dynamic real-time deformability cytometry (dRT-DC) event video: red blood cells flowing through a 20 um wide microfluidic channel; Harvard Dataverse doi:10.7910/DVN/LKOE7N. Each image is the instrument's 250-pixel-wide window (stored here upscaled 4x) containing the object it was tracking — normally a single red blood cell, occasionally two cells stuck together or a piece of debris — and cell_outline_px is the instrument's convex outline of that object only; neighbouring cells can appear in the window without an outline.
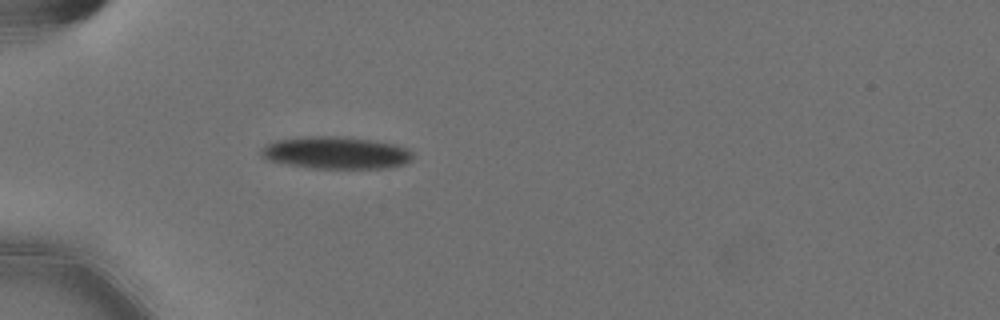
{"species": "Egyptian fruit bat (a non-hibernating species)", "species_latin": "Rousettus aegyptiacus", "temperature_condition": "cold", "stored_images_in_passage": 7, "camera_frame_rate_fps": 3000, "um_per_image_px": 0.085, "animal": {"sex": "female"}, "frame": {"image": 1, "passage_image": 1, "time_ms": 0.0, "image_size_px": [1000, 320], "cell_outline_px": [[412, 160], [404, 164], [388, 168], [308, 168], [268, 160], [260, 152], [268, 144], [276, 140], [312, 136], [344, 136], [396, 144], [408, 148], [412, 152]], "centroid_in_image_um": [28.62, 12.99], "position_along_channel_um": 56.4, "area_um2": 28.38}}